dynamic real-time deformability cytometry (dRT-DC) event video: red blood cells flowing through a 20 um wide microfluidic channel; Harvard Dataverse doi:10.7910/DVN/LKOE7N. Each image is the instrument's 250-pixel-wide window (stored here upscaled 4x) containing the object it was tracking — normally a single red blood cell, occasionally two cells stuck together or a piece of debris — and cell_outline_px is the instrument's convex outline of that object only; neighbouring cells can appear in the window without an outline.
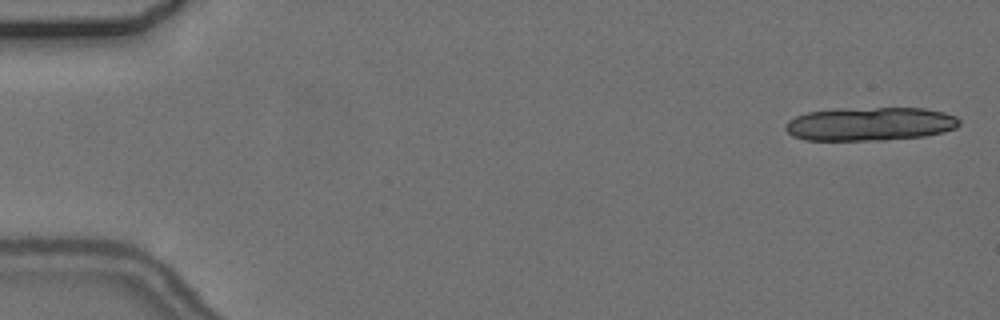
{"species": "common noctule bat (a hibernating species)", "species_latin": "Nyctalus noctula", "temperature_condition": "cold", "stored_images_in_passage": 7, "camera_frame_rate_fps": 3000, "um_per_image_px": 0.085, "animal": {"sex": "female", "body_mass_g": 24.6, "forearm_length_mm": 56.2}, "frame": {"image": 1, "passage_image": 1, "time_ms": 0.0, "image_size_px": [1000, 320], "cell_outline_px": [[960, 124], [956, 128], [944, 132], [924, 136], [884, 140], [804, 140], [792, 136], [784, 128], [784, 124], [788, 120], [796, 116], [808, 112], [836, 108], [924, 108], [944, 112], [956, 116], [960, 120]], "centroid_in_image_um": [73.94, 10.53], "position_along_channel_um": 11.1, "area_um2": 34.33}}